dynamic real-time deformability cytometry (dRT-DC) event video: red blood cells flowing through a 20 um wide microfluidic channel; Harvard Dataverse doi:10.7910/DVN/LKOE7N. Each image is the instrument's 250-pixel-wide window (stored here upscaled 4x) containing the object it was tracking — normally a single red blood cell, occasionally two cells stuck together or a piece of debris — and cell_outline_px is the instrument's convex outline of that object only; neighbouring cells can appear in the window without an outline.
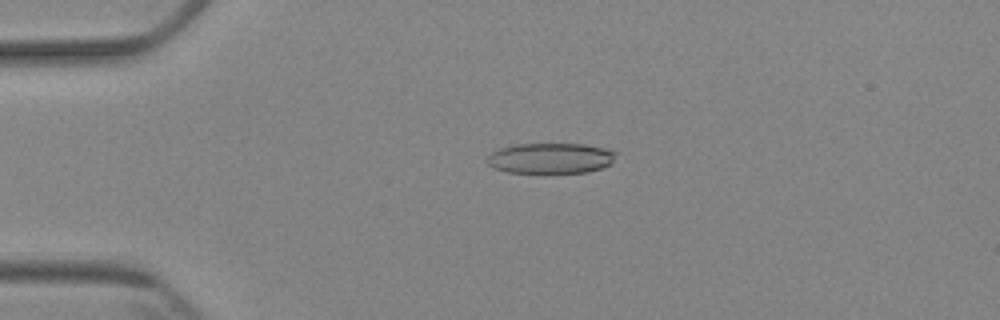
{"species": "Egyptian fruit bat (a non-hibernating species)", "species_latin": "Rousettus aegyptiacus", "temperature_condition": "cold", "stored_images_in_passage": 4, "camera_frame_rate_fps": 3000, "um_per_image_px": 0.085, "animal": {"sex": "female"}, "frame": {"image": 1, "passage_image": 3, "time_ms": 3.333, "image_size_px": [1000, 320], "cell_outline_px": [[620, 152], [612, 164], [588, 172], [508, 172], [492, 168], [488, 164], [488, 156], [492, 152], [500, 148], [516, 144], [584, 144], [604, 148]], "centroid_in_image_um": [46.85, 13.44], "position_along_channel_um": 38.1, "area_um2": 22.95}}